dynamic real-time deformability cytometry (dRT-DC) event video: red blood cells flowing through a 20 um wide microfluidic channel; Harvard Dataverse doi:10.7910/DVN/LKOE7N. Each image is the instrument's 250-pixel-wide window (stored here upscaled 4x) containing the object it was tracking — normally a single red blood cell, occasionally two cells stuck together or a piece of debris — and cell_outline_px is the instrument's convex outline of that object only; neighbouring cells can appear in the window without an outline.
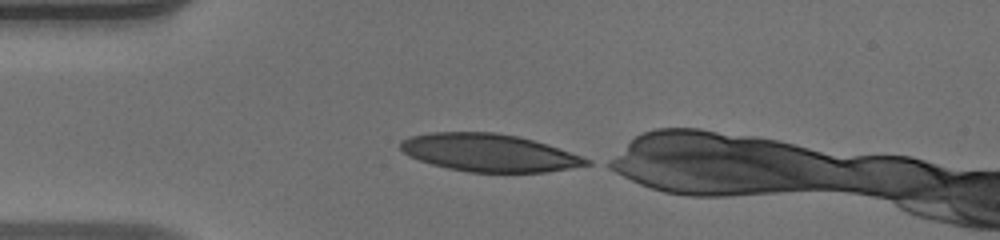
{"species": "human", "species_latin": "Homo sapiens", "temperature_condition": "warm", "stored_images_in_passage": 32, "camera_frame_rate_fps": 3000, "um_per_image_px": 0.085, "donor": {"sex": "male"}, "frame": {"image": 1, "passage_image": 1, "time_ms": 0.0, "image_size_px": [1000, 240], "cell_outline_px": [[592, 164], [544, 172], [468, 172], [448, 168], [432, 164], [408, 156], [400, 148], [400, 140], [408, 136], [428, 132], [496, 132], [520, 136], [548, 144], [560, 148], [592, 160]], "centroid_in_image_um": [41.55, 12.97], "position_along_channel_um": 43.4, "area_um2": 40.98}}
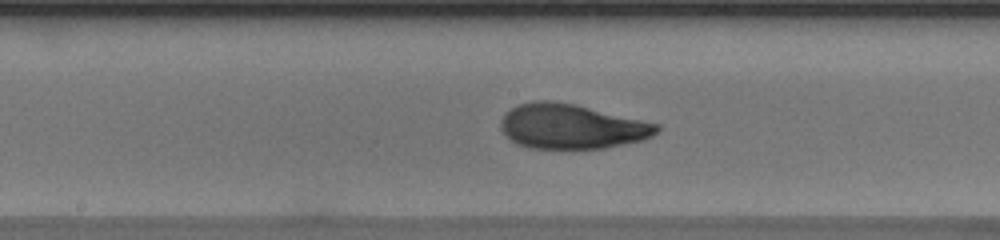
{"frame": {"image": 2, "passage_image": 14, "time_ms": 4.333, "image_size_px": [1000, 240], "cell_outline_px": [[660, 128], [652, 136], [644, 140], [604, 148], [528, 148], [516, 144], [500, 128], [500, 120], [504, 112], [520, 104], [532, 100], [552, 100], [576, 104], [660, 124]], "centroid_in_image_um": [48.57, 10.73], "position_along_channel_um": 199.6, "area_um2": 40.86}}
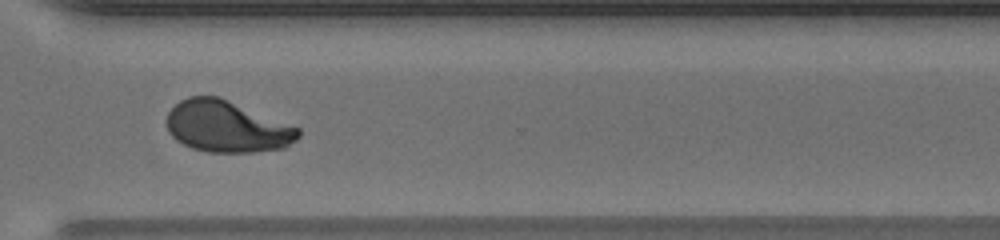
{"frame": {"image": 3, "passage_image": 25, "time_ms": 8.0, "image_size_px": [1000, 240], "cell_outline_px": [[300, 136], [296, 140], [284, 148], [252, 152], [208, 152], [192, 148], [176, 140], [168, 132], [168, 112], [180, 100], [188, 96], [220, 96], [300, 128]], "centroid_in_image_um": [19.3, 10.75], "position_along_channel_um": 351.3, "area_um2": 39.54}, "authors_computed_cell_mechanics": {"area_um2": 40.3444, "velocity_mm_per_s": 4.1483, "shape_relaxation_time_tau1_ms": 6.2984, "shape_relaxation_time_tau2_ms": 0.7771, "deformation_change_tau1": 0.2861, "deformation_change_tau2": 0.0635}}